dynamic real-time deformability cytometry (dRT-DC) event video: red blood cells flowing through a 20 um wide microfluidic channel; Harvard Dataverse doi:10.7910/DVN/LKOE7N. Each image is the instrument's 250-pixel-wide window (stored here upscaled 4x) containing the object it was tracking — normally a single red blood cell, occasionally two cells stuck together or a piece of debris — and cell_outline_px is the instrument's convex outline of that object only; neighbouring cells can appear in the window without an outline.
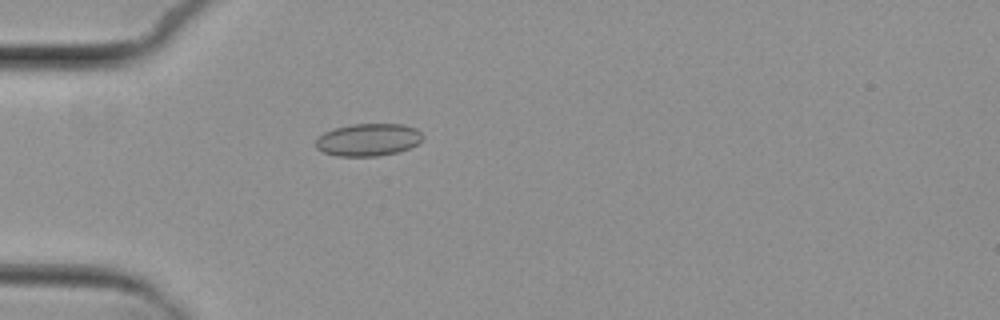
{"species": "common noctule bat (a hibernating species)", "species_latin": "Nyctalus noctula", "temperature_condition": "cold", "stored_images_in_passage": 2, "camera_frame_rate_fps": 3000, "um_per_image_px": 0.085, "animal": {"sex": "female", "body_mass_g": 29.2, "forearm_length_mm": 56.3}, "frame": {"image": 1, "passage_image": 2, "time_ms": 1.333, "image_size_px": [1000, 320], "cell_outline_px": [[424, 136], [416, 144], [408, 148], [396, 152], [376, 156], [336, 156], [324, 152], [316, 148], [316, 140], [324, 132], [336, 128], [352, 124], [404, 124], [416, 128]], "centroid_in_image_um": [31.29, 11.87], "position_along_channel_um": 53.7, "area_um2": 20.06}}